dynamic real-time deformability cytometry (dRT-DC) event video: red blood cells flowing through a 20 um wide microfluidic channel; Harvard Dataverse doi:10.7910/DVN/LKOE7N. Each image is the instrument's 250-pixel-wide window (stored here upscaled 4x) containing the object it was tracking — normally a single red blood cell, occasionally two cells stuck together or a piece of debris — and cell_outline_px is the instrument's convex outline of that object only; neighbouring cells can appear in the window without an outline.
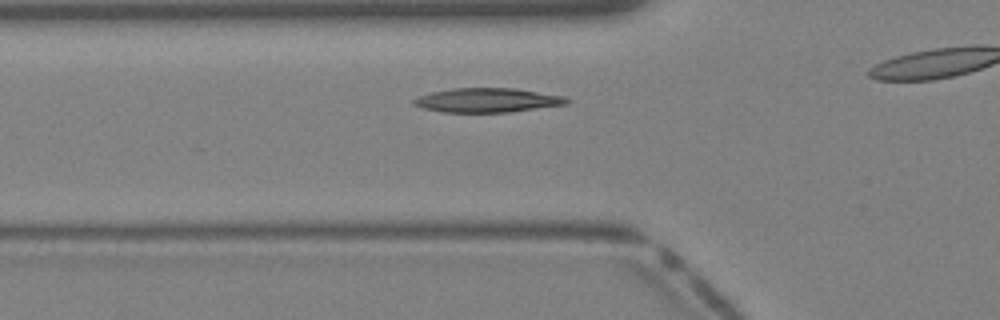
{"species": "Egyptian fruit bat (a non-hibernating species)", "species_latin": "Rousettus aegyptiacus", "temperature_condition": "warm", "stored_images_in_passage": 14, "camera_frame_rate_fps": 3000, "um_per_image_px": 0.085, "animal": {"sex": "female"}, "frame": {"image": 1, "passage_image": 5, "time_ms": 1.333, "image_size_px": [1000, 320], "cell_outline_px": [[572, 100], [568, 104], [512, 112], [440, 112], [424, 108], [412, 104], [412, 100], [420, 96], [432, 92], [452, 88], [516, 88], [564, 96]], "centroid_in_image_um": [41.47, 8.52], "position_along_channel_um": 84.3, "area_um2": 21.73}}
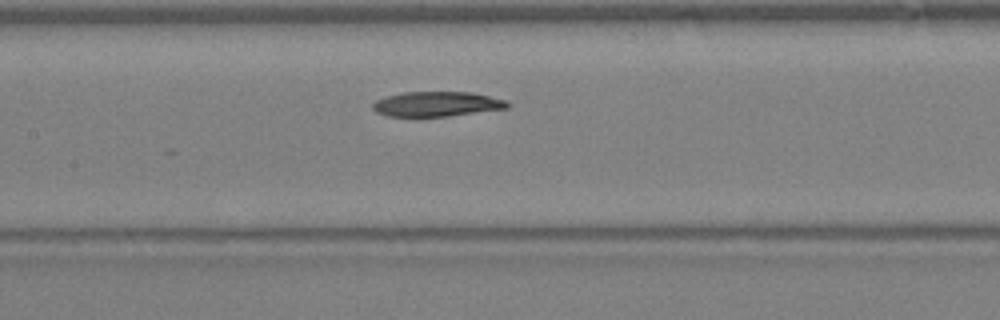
{"frame": {"image": 2, "passage_image": 10, "time_ms": 3.0, "image_size_px": [1000, 320], "cell_outline_px": [[512, 104], [508, 108], [448, 116], [388, 116], [376, 112], [372, 108], [372, 104], [376, 100], [388, 96], [404, 92], [472, 92], [508, 100]], "centroid_in_image_um": [37.18, 8.84], "position_along_channel_um": 170.2, "area_um2": 19.54}}
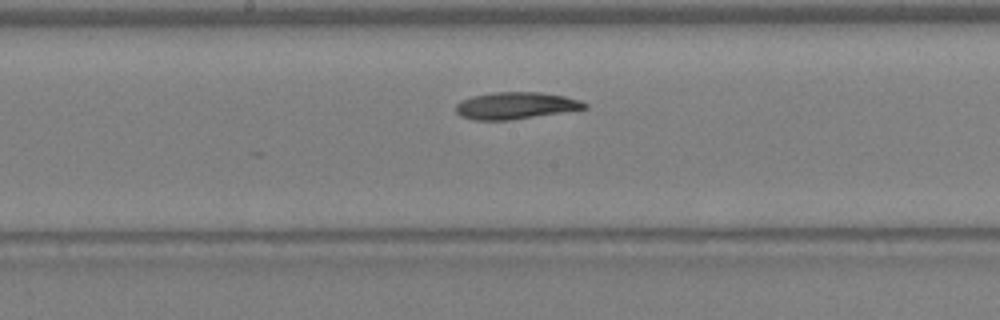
{"frame": {"image": 3, "passage_image": 12, "time_ms": 3.667, "image_size_px": [1000, 320], "cell_outline_px": [[588, 108], [512, 120], [476, 120], [460, 116], [456, 112], [456, 104], [472, 96], [496, 92], [540, 92], [564, 96], [580, 100], [588, 104]], "centroid_in_image_um": [43.85, 8.98], "position_along_channel_um": 204.4, "area_um2": 20.11}}